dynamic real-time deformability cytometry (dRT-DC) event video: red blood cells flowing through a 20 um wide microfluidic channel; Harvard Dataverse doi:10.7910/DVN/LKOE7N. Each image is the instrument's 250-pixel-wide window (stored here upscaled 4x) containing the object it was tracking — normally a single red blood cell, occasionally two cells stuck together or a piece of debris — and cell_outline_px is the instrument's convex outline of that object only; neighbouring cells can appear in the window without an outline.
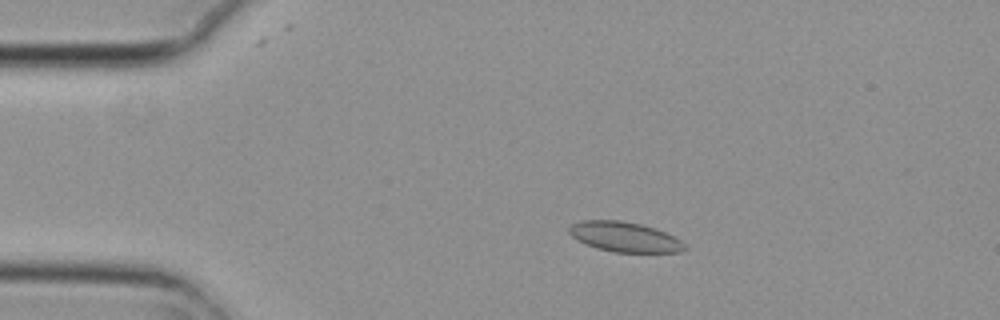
{"species": "common noctule bat (a hibernating species)", "species_latin": "Nyctalus noctula", "temperature_condition": "cold", "stored_images_in_passage": 4, "camera_frame_rate_fps": 3000, "um_per_image_px": 0.085, "animal": {"sex": "female", "body_mass_g": 29.2, "forearm_length_mm": 56.3}, "frame": {"image": 1, "passage_image": 3, "time_ms": 0.667, "image_size_px": [1000, 320], "cell_outline_px": [[688, 248], [680, 252], [616, 252], [596, 248], [572, 236], [568, 232], [568, 228], [572, 224], [580, 220], [620, 220], [640, 224], [656, 228], [680, 240]], "centroid_in_image_um": [53.09, 20.13], "position_along_channel_um": 31.9, "area_um2": 20.0}}